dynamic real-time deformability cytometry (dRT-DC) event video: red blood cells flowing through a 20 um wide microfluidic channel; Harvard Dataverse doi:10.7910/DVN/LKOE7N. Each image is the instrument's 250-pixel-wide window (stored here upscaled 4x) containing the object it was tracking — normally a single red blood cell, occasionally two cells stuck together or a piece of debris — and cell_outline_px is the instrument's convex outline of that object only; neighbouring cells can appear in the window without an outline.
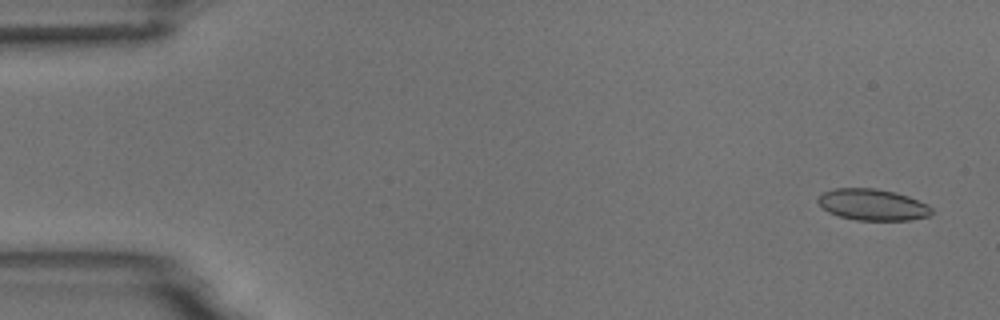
{"species": "common noctule bat (a hibernating species)", "species_latin": "Nyctalus noctula", "temperature_condition": "room temperature", "stored_images_in_passage": 5, "segment_of_instrument_passage": [2, 2], "camera_frame_rate_fps": 3000, "um_per_image_px": 0.085, "animal": {"sex": "male", "body_mass_g": 18.8}, "frame": {"image": 1, "passage_image": 5, "time_ms": 5.333, "image_size_px": [1000, 320], "cell_outline_px": [[932, 212], [928, 216], [908, 220], [856, 220], [840, 216], [828, 212], [816, 200], [824, 192], [832, 188], [876, 188], [896, 192], [908, 196], [928, 204], [932, 208]], "centroid_in_image_um": [74.18, 17.39], "position_along_channel_um": 10.8, "area_um2": 20.75}}